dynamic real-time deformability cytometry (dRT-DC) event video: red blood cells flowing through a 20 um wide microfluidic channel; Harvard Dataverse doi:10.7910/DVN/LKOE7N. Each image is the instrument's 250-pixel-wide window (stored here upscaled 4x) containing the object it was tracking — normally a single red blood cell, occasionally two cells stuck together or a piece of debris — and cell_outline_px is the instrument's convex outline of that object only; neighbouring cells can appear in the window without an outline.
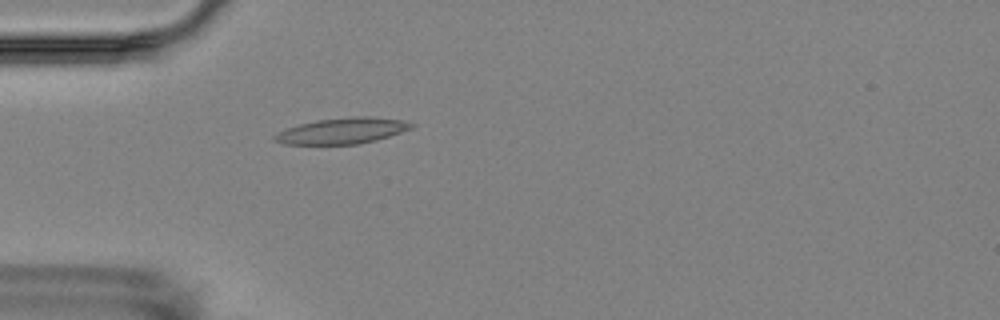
{"species": "Egyptian fruit bat (a non-hibernating species)", "species_latin": "Rousettus aegyptiacus", "temperature_condition": "room temperature", "stored_images_in_passage": 5, "camera_frame_rate_fps": 3000, "um_per_image_px": 0.085, "animal": {"sex": "female"}, "frame": {"image": 1, "passage_image": 5, "time_ms": 4.333, "image_size_px": [1000, 320], "cell_outline_px": [[416, 124], [412, 128], [376, 140], [356, 144], [284, 144], [272, 140], [272, 136], [276, 132], [300, 124], [316, 120], [352, 116], [368, 116], [404, 120]], "centroid_in_image_um": [29.07, 11.11], "position_along_channel_um": 55.9, "area_um2": 20.69}}